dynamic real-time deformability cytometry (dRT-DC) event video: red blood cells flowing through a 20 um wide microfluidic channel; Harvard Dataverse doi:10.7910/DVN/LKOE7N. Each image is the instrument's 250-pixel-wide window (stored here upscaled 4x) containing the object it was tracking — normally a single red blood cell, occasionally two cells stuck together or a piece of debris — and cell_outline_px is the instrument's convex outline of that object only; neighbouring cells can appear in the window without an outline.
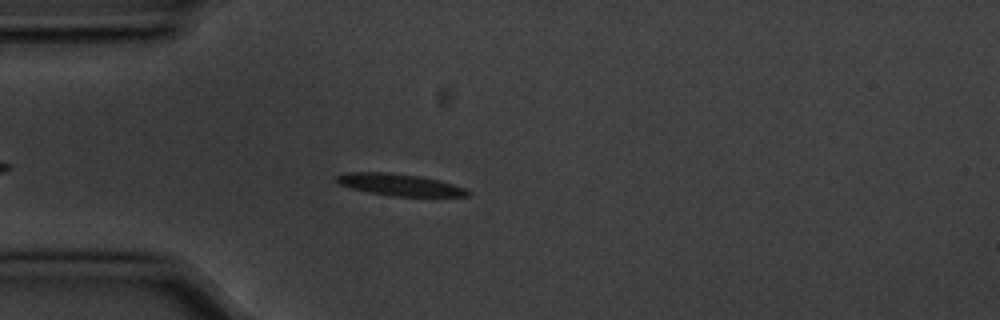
{"species": "common noctule bat (a hibernating species)", "species_latin": "Nyctalus noctula", "temperature_condition": "cold", "stored_images_in_passage": 4, "camera_frame_rate_fps": 3000, "um_per_image_px": 0.085, "animal": {"sex": "male", "body_mass_g": 20.1, "forearm_length_mm": 53.5}, "frame": {"image": 1, "passage_image": 3, "time_ms": 0.667, "image_size_px": [1000, 320], "cell_outline_px": [[472, 192], [468, 196], [392, 196], [368, 192], [352, 188], [340, 184], [336, 180], [336, 176], [344, 172], [384, 172], [420, 176], [440, 180], [464, 188]], "centroid_in_image_um": [33.97, 15.7], "position_along_channel_um": 51.0, "area_um2": 16.59}}